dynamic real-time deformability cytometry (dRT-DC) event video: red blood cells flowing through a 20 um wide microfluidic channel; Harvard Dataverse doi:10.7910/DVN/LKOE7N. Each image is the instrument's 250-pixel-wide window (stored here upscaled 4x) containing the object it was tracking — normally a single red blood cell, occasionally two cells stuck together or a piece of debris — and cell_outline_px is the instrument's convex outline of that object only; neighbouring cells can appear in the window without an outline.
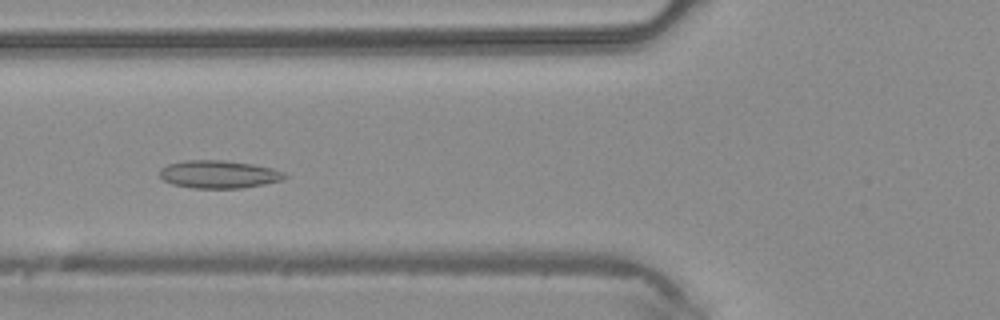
{"species": "common noctule bat (a hibernating species)", "species_latin": "Nyctalus noctula", "temperature_condition": "warm", "stored_images_in_passage": 39, "camera_frame_rate_fps": 3000, "um_per_image_px": 0.085, "animal": {"sex": "male", "body_mass_g": 20.4}, "frame": {"image": 1, "passage_image": 14, "time_ms": 4.333, "image_size_px": [1000, 320], "cell_outline_px": [[288, 176], [284, 180], [264, 184], [240, 188], [192, 188], [172, 184], [164, 180], [160, 176], [160, 168], [168, 164], [184, 160], [224, 160], [252, 164], [272, 168], [284, 172]], "centroid_in_image_um": [18.61, 14.81], "position_along_channel_um": 107.2, "area_um2": 20.35}}
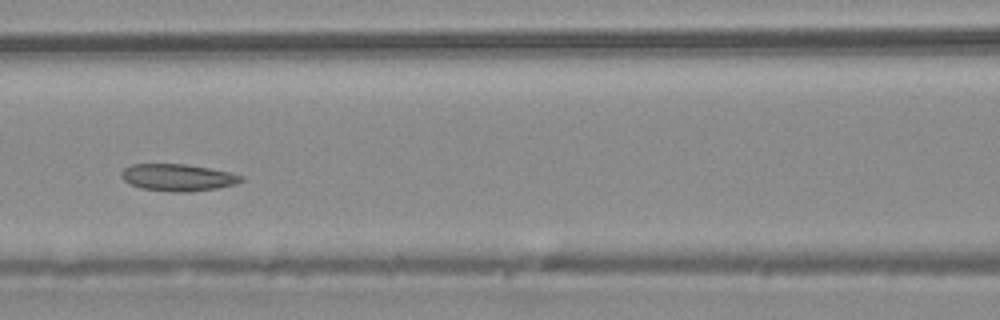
{"frame": {"image": 2, "passage_image": 17, "time_ms": 5.333, "image_size_px": [1000, 320], "cell_outline_px": [[244, 180], [236, 184], [216, 188], [192, 192], [176, 192], [140, 188], [128, 184], [120, 176], [120, 172], [124, 168], [132, 164], [184, 164], [208, 168], [228, 172], [244, 176]], "centroid_in_image_um": [15.09, 15.09], "position_along_channel_um": 151.5, "area_um2": 18.9}}
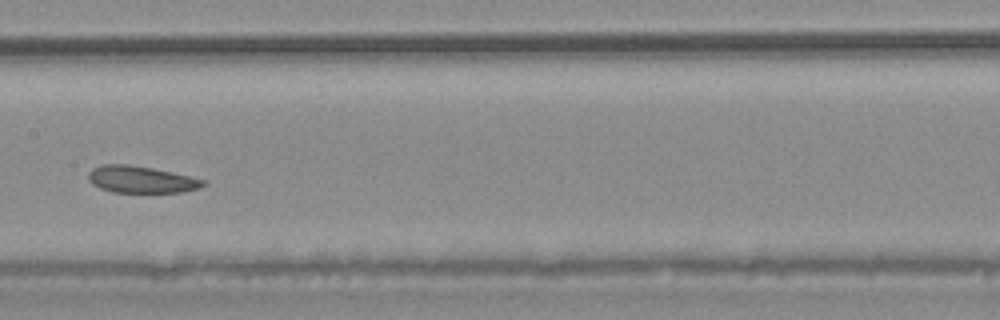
{"frame": {"image": 3, "passage_image": 20, "time_ms": 6.333, "image_size_px": [1000, 320], "cell_outline_px": [[208, 184], [200, 188], [180, 192], [112, 192], [100, 188], [92, 184], [88, 180], [88, 172], [92, 168], [100, 164], [128, 164], [152, 168], [208, 180]], "centroid_in_image_um": [12.0, 15.25], "position_along_channel_um": 195.4, "area_um2": 18.15}}